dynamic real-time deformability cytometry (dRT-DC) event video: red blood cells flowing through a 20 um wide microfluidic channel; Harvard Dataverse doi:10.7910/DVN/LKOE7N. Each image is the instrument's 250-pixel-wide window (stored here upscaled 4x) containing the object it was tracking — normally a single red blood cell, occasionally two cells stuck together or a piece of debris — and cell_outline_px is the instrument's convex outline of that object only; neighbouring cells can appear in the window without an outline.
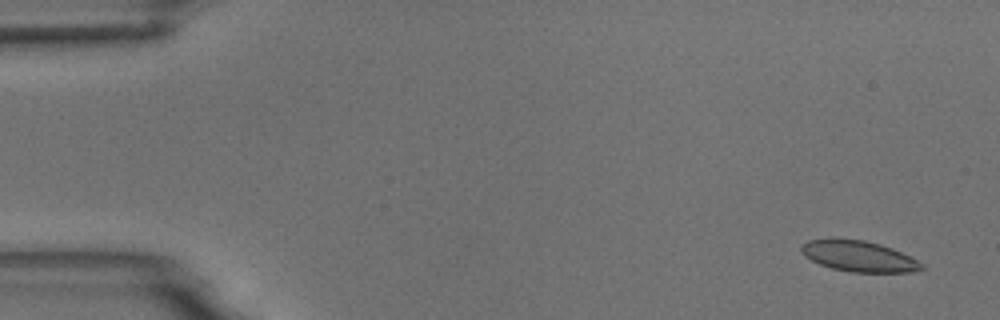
{"species": "common noctule bat (a hibernating species)", "species_latin": "Nyctalus noctula", "temperature_condition": "room temperature", "stored_images_in_passage": 5, "camera_frame_rate_fps": 3000, "um_per_image_px": 0.085, "animal": {"sex": "male", "body_mass_g": 18.8}, "frame": {"image": 1, "passage_image": 1, "time_ms": 0.0, "image_size_px": [1000, 320], "cell_outline_px": [[924, 268], [908, 272], [852, 272], [832, 268], [820, 264], [804, 256], [800, 252], [800, 248], [808, 240], [832, 236], [864, 240], [880, 244], [892, 248], [924, 264]], "centroid_in_image_um": [72.92, 21.74], "position_along_channel_um": 12.1, "area_um2": 21.85}}